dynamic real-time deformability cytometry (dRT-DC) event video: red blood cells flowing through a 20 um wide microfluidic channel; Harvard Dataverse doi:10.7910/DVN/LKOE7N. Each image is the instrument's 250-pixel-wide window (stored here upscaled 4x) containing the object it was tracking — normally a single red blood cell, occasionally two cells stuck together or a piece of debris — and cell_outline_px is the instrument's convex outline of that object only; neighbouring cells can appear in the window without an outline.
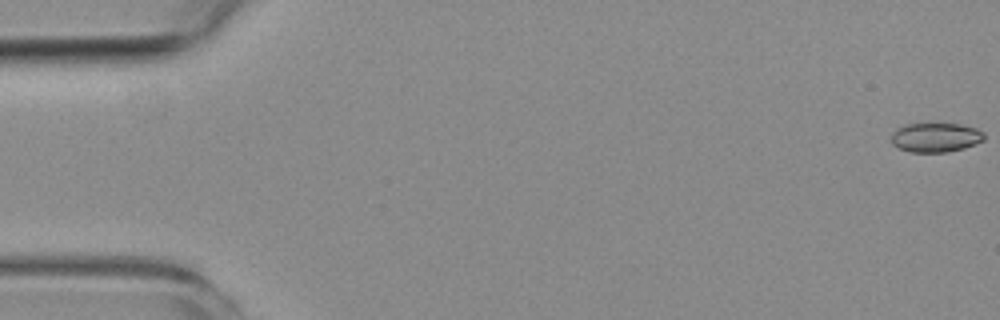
{"species": "common noctule bat (a hibernating species)", "species_latin": "Nyctalus noctula", "temperature_condition": "room temperature", "stored_images_in_passage": 8, "camera_frame_rate_fps": 3000, "um_per_image_px": 0.085, "animal": {"sex": "female", "body_mass_g": 19.3, "forearm_length_mm": 54.1}, "frame": {"image": 1, "passage_image": 1, "time_ms": 0.0, "image_size_px": [1000, 320], "cell_outline_px": [[984, 140], [976, 144], [964, 148], [948, 152], [912, 152], [900, 148], [892, 144], [892, 132], [896, 128], [904, 124], [960, 124], [976, 128], [984, 132]], "centroid_in_image_um": [79.54, 11.68], "position_along_channel_um": 5.5, "area_um2": 15.9}}
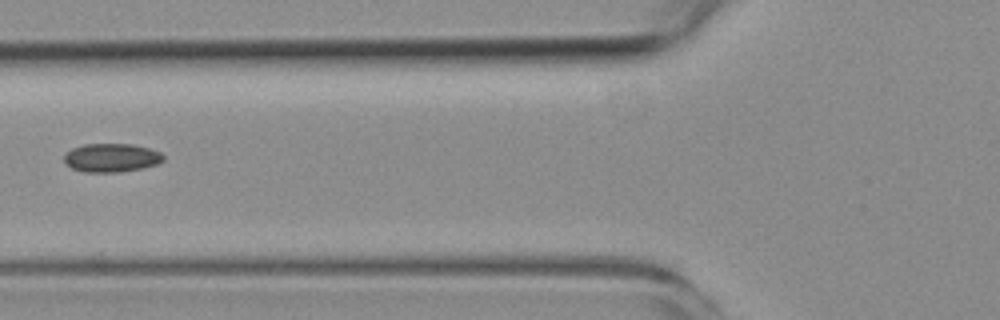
{"frame": {"image": 2, "passage_image": 7, "time_ms": 7.0, "image_size_px": [1000, 320], "cell_outline_px": [[164, 160], [156, 164], [144, 168], [120, 172], [84, 172], [72, 168], [64, 160], [64, 156], [72, 148], [84, 144], [132, 144], [148, 148], [160, 152], [164, 156]], "centroid_in_image_um": [9.49, 13.41], "position_along_channel_um": 116.3, "area_um2": 16.47}}
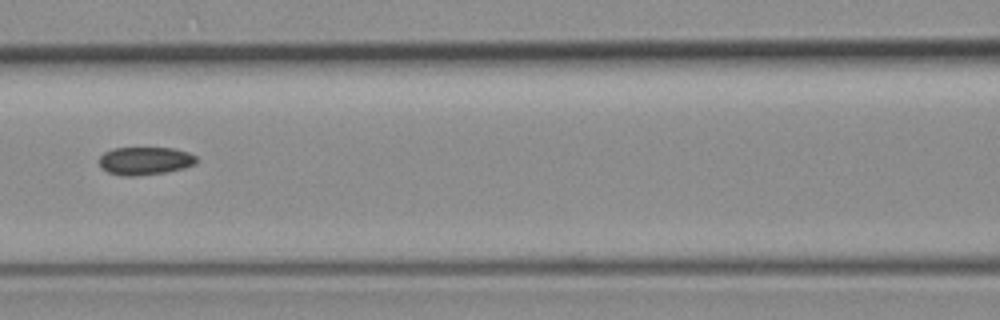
{"frame": {"image": 3, "passage_image": 8, "time_ms": 8.0, "image_size_px": [1000, 320], "cell_outline_px": [[196, 164], [184, 168], [164, 172], [136, 176], [124, 176], [108, 172], [100, 164], [100, 156], [104, 152], [112, 148], [172, 148], [188, 152], [196, 156]], "centroid_in_image_um": [12.34, 13.66], "position_along_channel_um": 154.3, "area_um2": 15.72}}